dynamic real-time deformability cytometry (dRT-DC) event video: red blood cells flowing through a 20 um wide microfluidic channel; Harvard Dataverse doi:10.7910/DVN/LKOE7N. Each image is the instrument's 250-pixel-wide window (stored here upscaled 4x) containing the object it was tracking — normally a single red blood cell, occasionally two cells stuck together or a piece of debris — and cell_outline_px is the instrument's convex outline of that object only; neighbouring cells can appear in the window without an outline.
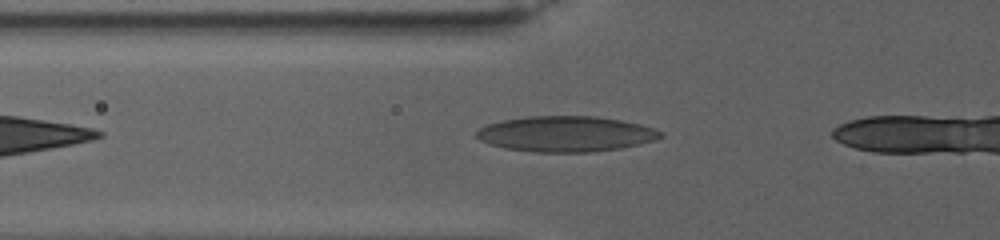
{"species": "human", "species_latin": "Homo sapiens", "temperature_condition": "warm", "stored_images_in_passage": 43, "camera_frame_rate_fps": 3000, "um_per_image_px": 0.085, "donor": {"sex": "female"}, "frame": {"image": 1, "passage_image": 4, "time_ms": 1.0, "image_size_px": [1000, 240], "cell_outline_px": [[664, 136], [656, 140], [640, 144], [620, 148], [592, 152], [532, 152], [504, 148], [488, 144], [480, 140], [476, 136], [476, 132], [484, 124], [500, 120], [524, 116], [596, 116], [620, 120], [640, 124], [664, 132]], "centroid_in_image_um": [48.07, 11.38], "position_along_channel_um": 77.7, "area_um2": 38.55}}
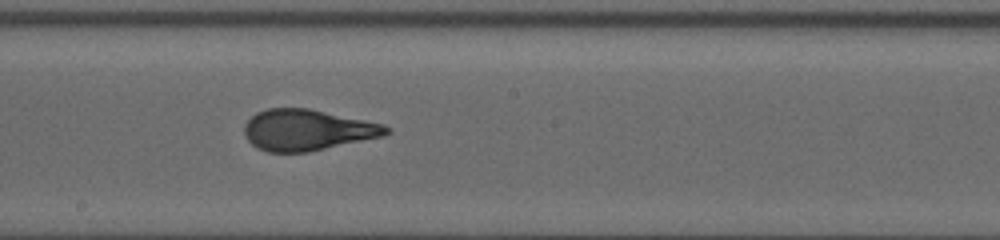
{"frame": {"image": 2, "passage_image": 20, "time_ms": 6.333, "image_size_px": [1000, 240], "cell_outline_px": [[392, 132], [384, 136], [308, 152], [268, 152], [256, 148], [244, 136], [244, 124], [256, 112], [268, 108], [308, 108], [384, 124], [392, 128]], "centroid_in_image_um": [26.12, 11.05], "position_along_channel_um": 222.1, "area_um2": 34.1}}
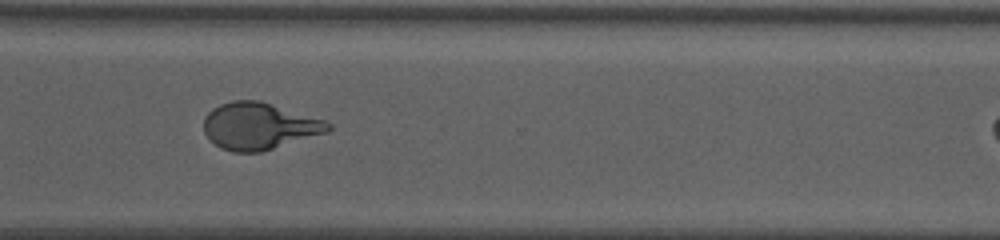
{"frame": {"image": 3, "passage_image": 34, "time_ms": 11.0, "image_size_px": [1000, 240], "cell_outline_px": [[332, 128], [328, 132], [260, 152], [232, 152], [220, 148], [208, 140], [204, 132], [204, 116], [212, 108], [220, 104], [232, 100], [260, 100], [324, 120], [332, 124]], "centroid_in_image_um": [21.99, 10.72], "position_along_channel_um": 348.6, "area_um2": 34.1}}